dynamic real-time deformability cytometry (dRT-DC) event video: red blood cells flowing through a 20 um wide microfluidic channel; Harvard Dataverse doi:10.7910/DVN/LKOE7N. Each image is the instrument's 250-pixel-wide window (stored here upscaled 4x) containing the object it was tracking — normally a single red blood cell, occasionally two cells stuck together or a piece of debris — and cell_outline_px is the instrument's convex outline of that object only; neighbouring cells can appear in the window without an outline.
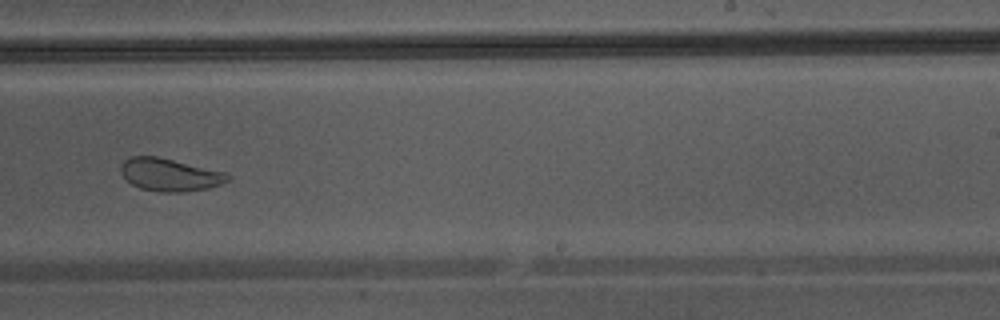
{"species": "Egyptian fruit bat (a non-hibernating species)", "species_latin": "Rousettus aegyptiacus", "temperature_condition": "warm", "stored_images_in_passage": 25, "camera_frame_rate_fps": 3000, "um_per_image_px": 0.085, "animal": {"sex": "male"}, "frame": {"image": 1, "passage_image": 22, "time_ms": 7.0, "image_size_px": [1000, 320], "cell_outline_px": [[232, 176], [228, 180], [220, 184], [208, 188], [184, 192], [160, 192], [140, 188], [132, 184], [120, 172], [120, 164], [124, 160], [132, 156], [156, 156], [228, 172]], "centroid_in_image_um": [14.45, 14.85], "position_along_channel_um": 274.6, "area_um2": 20.46}}